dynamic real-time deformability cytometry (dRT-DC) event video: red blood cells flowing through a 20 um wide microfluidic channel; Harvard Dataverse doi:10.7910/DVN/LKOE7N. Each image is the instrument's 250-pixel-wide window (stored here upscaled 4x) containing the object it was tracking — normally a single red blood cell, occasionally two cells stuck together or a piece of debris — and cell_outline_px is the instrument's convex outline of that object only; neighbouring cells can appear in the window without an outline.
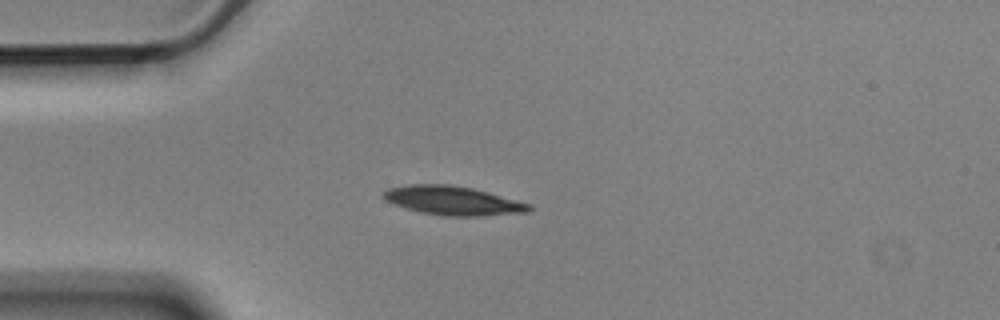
{"species": "Egyptian fruit bat (a non-hibernating species)", "species_latin": "Rousettus aegyptiacus", "temperature_condition": "cold", "stored_images_in_passage": 3, "camera_frame_rate_fps": 3000, "um_per_image_px": 0.085, "animal": {"sex": "male"}, "frame": {"image": 1, "passage_image": 3, "time_ms": 0.667, "image_size_px": [1000, 320], "cell_outline_px": [[532, 208], [528, 212], [480, 216], [444, 216], [420, 212], [384, 200], [380, 196], [388, 188], [408, 184], [452, 184], [472, 188], [488, 192], [532, 204]], "centroid_in_image_um": [38.5, 17.04], "position_along_channel_um": 46.5, "area_um2": 24.62}}